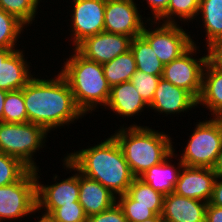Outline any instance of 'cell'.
Masks as SVG:
<instances>
[{
    "mask_svg": "<svg viewBox=\"0 0 222 222\" xmlns=\"http://www.w3.org/2000/svg\"><path fill=\"white\" fill-rule=\"evenodd\" d=\"M116 200V196L108 188L79 172L78 202L87 217L110 208Z\"/></svg>",
    "mask_w": 222,
    "mask_h": 222,
    "instance_id": "cell-17",
    "label": "cell"
},
{
    "mask_svg": "<svg viewBox=\"0 0 222 222\" xmlns=\"http://www.w3.org/2000/svg\"><path fill=\"white\" fill-rule=\"evenodd\" d=\"M146 28L144 25L141 36L151 45L163 65L180 57L194 44L191 36L177 23H162L151 31Z\"/></svg>",
    "mask_w": 222,
    "mask_h": 222,
    "instance_id": "cell-9",
    "label": "cell"
},
{
    "mask_svg": "<svg viewBox=\"0 0 222 222\" xmlns=\"http://www.w3.org/2000/svg\"><path fill=\"white\" fill-rule=\"evenodd\" d=\"M14 50L15 48H0V62H3Z\"/></svg>",
    "mask_w": 222,
    "mask_h": 222,
    "instance_id": "cell-41",
    "label": "cell"
},
{
    "mask_svg": "<svg viewBox=\"0 0 222 222\" xmlns=\"http://www.w3.org/2000/svg\"><path fill=\"white\" fill-rule=\"evenodd\" d=\"M102 66L105 78L111 87L130 81L137 71L135 58L130 49Z\"/></svg>",
    "mask_w": 222,
    "mask_h": 222,
    "instance_id": "cell-23",
    "label": "cell"
},
{
    "mask_svg": "<svg viewBox=\"0 0 222 222\" xmlns=\"http://www.w3.org/2000/svg\"><path fill=\"white\" fill-rule=\"evenodd\" d=\"M32 78L23 51L16 49L3 62H0L1 90L9 92L22 89Z\"/></svg>",
    "mask_w": 222,
    "mask_h": 222,
    "instance_id": "cell-18",
    "label": "cell"
},
{
    "mask_svg": "<svg viewBox=\"0 0 222 222\" xmlns=\"http://www.w3.org/2000/svg\"><path fill=\"white\" fill-rule=\"evenodd\" d=\"M49 133L44 127L27 123L0 122V152L20 159L30 169H37L34 152L43 147Z\"/></svg>",
    "mask_w": 222,
    "mask_h": 222,
    "instance_id": "cell-5",
    "label": "cell"
},
{
    "mask_svg": "<svg viewBox=\"0 0 222 222\" xmlns=\"http://www.w3.org/2000/svg\"><path fill=\"white\" fill-rule=\"evenodd\" d=\"M72 32L74 47L85 38L104 31L106 0H72Z\"/></svg>",
    "mask_w": 222,
    "mask_h": 222,
    "instance_id": "cell-12",
    "label": "cell"
},
{
    "mask_svg": "<svg viewBox=\"0 0 222 222\" xmlns=\"http://www.w3.org/2000/svg\"><path fill=\"white\" fill-rule=\"evenodd\" d=\"M205 222H222V207L207 204Z\"/></svg>",
    "mask_w": 222,
    "mask_h": 222,
    "instance_id": "cell-37",
    "label": "cell"
},
{
    "mask_svg": "<svg viewBox=\"0 0 222 222\" xmlns=\"http://www.w3.org/2000/svg\"><path fill=\"white\" fill-rule=\"evenodd\" d=\"M39 3V0H0V8L26 26L34 20Z\"/></svg>",
    "mask_w": 222,
    "mask_h": 222,
    "instance_id": "cell-30",
    "label": "cell"
},
{
    "mask_svg": "<svg viewBox=\"0 0 222 222\" xmlns=\"http://www.w3.org/2000/svg\"><path fill=\"white\" fill-rule=\"evenodd\" d=\"M70 57L64 62L60 74L67 81L76 106L84 115L98 104L106 108L111 86L105 78L103 66L84 58L75 49Z\"/></svg>",
    "mask_w": 222,
    "mask_h": 222,
    "instance_id": "cell-4",
    "label": "cell"
},
{
    "mask_svg": "<svg viewBox=\"0 0 222 222\" xmlns=\"http://www.w3.org/2000/svg\"><path fill=\"white\" fill-rule=\"evenodd\" d=\"M66 168L77 171L75 175L62 179L53 185L40 184L37 178V207L43 206L47 213H52L56 208L63 205L78 202L79 199V171L66 159L63 160Z\"/></svg>",
    "mask_w": 222,
    "mask_h": 222,
    "instance_id": "cell-13",
    "label": "cell"
},
{
    "mask_svg": "<svg viewBox=\"0 0 222 222\" xmlns=\"http://www.w3.org/2000/svg\"><path fill=\"white\" fill-rule=\"evenodd\" d=\"M189 137L180 159L183 165L212 168L222 149V118L199 122Z\"/></svg>",
    "mask_w": 222,
    "mask_h": 222,
    "instance_id": "cell-6",
    "label": "cell"
},
{
    "mask_svg": "<svg viewBox=\"0 0 222 222\" xmlns=\"http://www.w3.org/2000/svg\"><path fill=\"white\" fill-rule=\"evenodd\" d=\"M182 168L174 193L209 203L217 177L212 168L188 167L184 165Z\"/></svg>",
    "mask_w": 222,
    "mask_h": 222,
    "instance_id": "cell-14",
    "label": "cell"
},
{
    "mask_svg": "<svg viewBox=\"0 0 222 222\" xmlns=\"http://www.w3.org/2000/svg\"><path fill=\"white\" fill-rule=\"evenodd\" d=\"M207 202L187 198L176 193L164 196V222H205Z\"/></svg>",
    "mask_w": 222,
    "mask_h": 222,
    "instance_id": "cell-16",
    "label": "cell"
},
{
    "mask_svg": "<svg viewBox=\"0 0 222 222\" xmlns=\"http://www.w3.org/2000/svg\"><path fill=\"white\" fill-rule=\"evenodd\" d=\"M142 222H164L161 215H155L154 217L150 219H146Z\"/></svg>",
    "mask_w": 222,
    "mask_h": 222,
    "instance_id": "cell-43",
    "label": "cell"
},
{
    "mask_svg": "<svg viewBox=\"0 0 222 222\" xmlns=\"http://www.w3.org/2000/svg\"><path fill=\"white\" fill-rule=\"evenodd\" d=\"M3 122H28L25 101L23 98V88L7 92L3 108Z\"/></svg>",
    "mask_w": 222,
    "mask_h": 222,
    "instance_id": "cell-27",
    "label": "cell"
},
{
    "mask_svg": "<svg viewBox=\"0 0 222 222\" xmlns=\"http://www.w3.org/2000/svg\"><path fill=\"white\" fill-rule=\"evenodd\" d=\"M198 106L197 100L185 89L160 78L149 107L165 114H177Z\"/></svg>",
    "mask_w": 222,
    "mask_h": 222,
    "instance_id": "cell-15",
    "label": "cell"
},
{
    "mask_svg": "<svg viewBox=\"0 0 222 222\" xmlns=\"http://www.w3.org/2000/svg\"><path fill=\"white\" fill-rule=\"evenodd\" d=\"M202 14L207 45L222 38V0H200L198 15Z\"/></svg>",
    "mask_w": 222,
    "mask_h": 222,
    "instance_id": "cell-24",
    "label": "cell"
},
{
    "mask_svg": "<svg viewBox=\"0 0 222 222\" xmlns=\"http://www.w3.org/2000/svg\"><path fill=\"white\" fill-rule=\"evenodd\" d=\"M38 222H57L50 213L44 212L42 218Z\"/></svg>",
    "mask_w": 222,
    "mask_h": 222,
    "instance_id": "cell-42",
    "label": "cell"
},
{
    "mask_svg": "<svg viewBox=\"0 0 222 222\" xmlns=\"http://www.w3.org/2000/svg\"><path fill=\"white\" fill-rule=\"evenodd\" d=\"M207 63L222 71V38L213 40L207 45Z\"/></svg>",
    "mask_w": 222,
    "mask_h": 222,
    "instance_id": "cell-35",
    "label": "cell"
},
{
    "mask_svg": "<svg viewBox=\"0 0 222 222\" xmlns=\"http://www.w3.org/2000/svg\"><path fill=\"white\" fill-rule=\"evenodd\" d=\"M51 215L57 222H87V216L79 202L58 207Z\"/></svg>",
    "mask_w": 222,
    "mask_h": 222,
    "instance_id": "cell-33",
    "label": "cell"
},
{
    "mask_svg": "<svg viewBox=\"0 0 222 222\" xmlns=\"http://www.w3.org/2000/svg\"><path fill=\"white\" fill-rule=\"evenodd\" d=\"M114 113L124 117H132L149 107L137 92L131 81L123 82L111 87L107 105Z\"/></svg>",
    "mask_w": 222,
    "mask_h": 222,
    "instance_id": "cell-19",
    "label": "cell"
},
{
    "mask_svg": "<svg viewBox=\"0 0 222 222\" xmlns=\"http://www.w3.org/2000/svg\"><path fill=\"white\" fill-rule=\"evenodd\" d=\"M65 158L81 174L101 183L115 196L127 193L136 178L113 135L94 147L70 153Z\"/></svg>",
    "mask_w": 222,
    "mask_h": 222,
    "instance_id": "cell-2",
    "label": "cell"
},
{
    "mask_svg": "<svg viewBox=\"0 0 222 222\" xmlns=\"http://www.w3.org/2000/svg\"><path fill=\"white\" fill-rule=\"evenodd\" d=\"M55 78L46 80L33 77L23 87L28 122L40 125L48 132L84 116L76 106L65 78L60 73Z\"/></svg>",
    "mask_w": 222,
    "mask_h": 222,
    "instance_id": "cell-1",
    "label": "cell"
},
{
    "mask_svg": "<svg viewBox=\"0 0 222 222\" xmlns=\"http://www.w3.org/2000/svg\"><path fill=\"white\" fill-rule=\"evenodd\" d=\"M218 179H222V177H216V180L213 186L212 197L209 203L211 205L222 207V180H218Z\"/></svg>",
    "mask_w": 222,
    "mask_h": 222,
    "instance_id": "cell-38",
    "label": "cell"
},
{
    "mask_svg": "<svg viewBox=\"0 0 222 222\" xmlns=\"http://www.w3.org/2000/svg\"><path fill=\"white\" fill-rule=\"evenodd\" d=\"M134 0H106L104 31L129 37L141 36L145 23Z\"/></svg>",
    "mask_w": 222,
    "mask_h": 222,
    "instance_id": "cell-10",
    "label": "cell"
},
{
    "mask_svg": "<svg viewBox=\"0 0 222 222\" xmlns=\"http://www.w3.org/2000/svg\"><path fill=\"white\" fill-rule=\"evenodd\" d=\"M7 91L0 89V122H3V108Z\"/></svg>",
    "mask_w": 222,
    "mask_h": 222,
    "instance_id": "cell-40",
    "label": "cell"
},
{
    "mask_svg": "<svg viewBox=\"0 0 222 222\" xmlns=\"http://www.w3.org/2000/svg\"><path fill=\"white\" fill-rule=\"evenodd\" d=\"M133 175L138 178L173 152L171 137L148 127L131 125L114 133Z\"/></svg>",
    "mask_w": 222,
    "mask_h": 222,
    "instance_id": "cell-3",
    "label": "cell"
},
{
    "mask_svg": "<svg viewBox=\"0 0 222 222\" xmlns=\"http://www.w3.org/2000/svg\"><path fill=\"white\" fill-rule=\"evenodd\" d=\"M212 170L215 172L217 177H222V149L217 156L216 162L212 167Z\"/></svg>",
    "mask_w": 222,
    "mask_h": 222,
    "instance_id": "cell-39",
    "label": "cell"
},
{
    "mask_svg": "<svg viewBox=\"0 0 222 222\" xmlns=\"http://www.w3.org/2000/svg\"><path fill=\"white\" fill-rule=\"evenodd\" d=\"M37 176L38 168L30 169L19 181L0 187V222L40 210L37 207Z\"/></svg>",
    "mask_w": 222,
    "mask_h": 222,
    "instance_id": "cell-7",
    "label": "cell"
},
{
    "mask_svg": "<svg viewBox=\"0 0 222 222\" xmlns=\"http://www.w3.org/2000/svg\"><path fill=\"white\" fill-rule=\"evenodd\" d=\"M150 6L154 22L157 21L167 10L169 0H146Z\"/></svg>",
    "mask_w": 222,
    "mask_h": 222,
    "instance_id": "cell-36",
    "label": "cell"
},
{
    "mask_svg": "<svg viewBox=\"0 0 222 222\" xmlns=\"http://www.w3.org/2000/svg\"><path fill=\"white\" fill-rule=\"evenodd\" d=\"M87 222H128L117 202L101 213L87 217Z\"/></svg>",
    "mask_w": 222,
    "mask_h": 222,
    "instance_id": "cell-34",
    "label": "cell"
},
{
    "mask_svg": "<svg viewBox=\"0 0 222 222\" xmlns=\"http://www.w3.org/2000/svg\"><path fill=\"white\" fill-rule=\"evenodd\" d=\"M29 170L20 159L0 152V187L19 181Z\"/></svg>",
    "mask_w": 222,
    "mask_h": 222,
    "instance_id": "cell-28",
    "label": "cell"
},
{
    "mask_svg": "<svg viewBox=\"0 0 222 222\" xmlns=\"http://www.w3.org/2000/svg\"><path fill=\"white\" fill-rule=\"evenodd\" d=\"M173 156L174 152L163 162L153 165L138 178L164 196L173 193L179 177L180 168L183 167L181 160L178 164L179 170L171 165V163H168V159H172Z\"/></svg>",
    "mask_w": 222,
    "mask_h": 222,
    "instance_id": "cell-20",
    "label": "cell"
},
{
    "mask_svg": "<svg viewBox=\"0 0 222 222\" xmlns=\"http://www.w3.org/2000/svg\"><path fill=\"white\" fill-rule=\"evenodd\" d=\"M130 50L134 55L138 71L162 76L164 65L158 59L151 45L142 36L132 39Z\"/></svg>",
    "mask_w": 222,
    "mask_h": 222,
    "instance_id": "cell-22",
    "label": "cell"
},
{
    "mask_svg": "<svg viewBox=\"0 0 222 222\" xmlns=\"http://www.w3.org/2000/svg\"><path fill=\"white\" fill-rule=\"evenodd\" d=\"M127 193L134 199V205L152 206V211L156 215L162 214L164 195L154 190L141 179L135 178Z\"/></svg>",
    "mask_w": 222,
    "mask_h": 222,
    "instance_id": "cell-25",
    "label": "cell"
},
{
    "mask_svg": "<svg viewBox=\"0 0 222 222\" xmlns=\"http://www.w3.org/2000/svg\"><path fill=\"white\" fill-rule=\"evenodd\" d=\"M197 104L205 105L213 117L222 118V71L206 63L203 71L202 91Z\"/></svg>",
    "mask_w": 222,
    "mask_h": 222,
    "instance_id": "cell-21",
    "label": "cell"
},
{
    "mask_svg": "<svg viewBox=\"0 0 222 222\" xmlns=\"http://www.w3.org/2000/svg\"><path fill=\"white\" fill-rule=\"evenodd\" d=\"M132 39L126 35L103 31L85 38L75 50L84 58L103 65L128 51Z\"/></svg>",
    "mask_w": 222,
    "mask_h": 222,
    "instance_id": "cell-11",
    "label": "cell"
},
{
    "mask_svg": "<svg viewBox=\"0 0 222 222\" xmlns=\"http://www.w3.org/2000/svg\"><path fill=\"white\" fill-rule=\"evenodd\" d=\"M25 25L0 8V48H15V41Z\"/></svg>",
    "mask_w": 222,
    "mask_h": 222,
    "instance_id": "cell-29",
    "label": "cell"
},
{
    "mask_svg": "<svg viewBox=\"0 0 222 222\" xmlns=\"http://www.w3.org/2000/svg\"><path fill=\"white\" fill-rule=\"evenodd\" d=\"M196 50L197 47L194 43L180 57L164 65L161 77L173 85L185 89L198 100L202 91L203 71L207 57L194 59L192 55Z\"/></svg>",
    "mask_w": 222,
    "mask_h": 222,
    "instance_id": "cell-8",
    "label": "cell"
},
{
    "mask_svg": "<svg viewBox=\"0 0 222 222\" xmlns=\"http://www.w3.org/2000/svg\"><path fill=\"white\" fill-rule=\"evenodd\" d=\"M160 78L161 76L143 73L138 70L131 77L130 81L133 83L137 92L148 106L153 100Z\"/></svg>",
    "mask_w": 222,
    "mask_h": 222,
    "instance_id": "cell-32",
    "label": "cell"
},
{
    "mask_svg": "<svg viewBox=\"0 0 222 222\" xmlns=\"http://www.w3.org/2000/svg\"><path fill=\"white\" fill-rule=\"evenodd\" d=\"M116 200L128 222H142L154 217L152 206L134 205V199L128 194L119 195Z\"/></svg>",
    "mask_w": 222,
    "mask_h": 222,
    "instance_id": "cell-31",
    "label": "cell"
},
{
    "mask_svg": "<svg viewBox=\"0 0 222 222\" xmlns=\"http://www.w3.org/2000/svg\"><path fill=\"white\" fill-rule=\"evenodd\" d=\"M199 5L200 0H169L166 12L156 22H152L155 24L163 20L167 24H176L175 19H173L175 16L184 21L192 20L198 16Z\"/></svg>",
    "mask_w": 222,
    "mask_h": 222,
    "instance_id": "cell-26",
    "label": "cell"
}]
</instances>
